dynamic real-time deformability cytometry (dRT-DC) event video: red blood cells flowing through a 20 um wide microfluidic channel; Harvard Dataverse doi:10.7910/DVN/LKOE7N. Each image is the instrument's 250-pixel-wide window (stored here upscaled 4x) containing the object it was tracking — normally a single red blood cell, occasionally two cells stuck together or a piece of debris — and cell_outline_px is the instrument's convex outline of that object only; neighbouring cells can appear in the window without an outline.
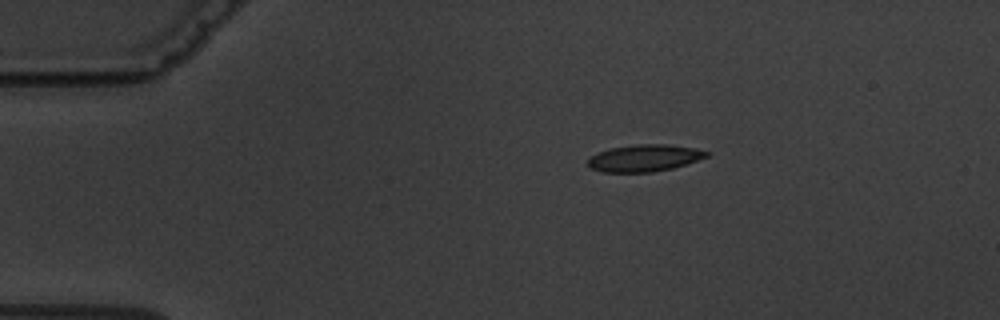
{"species": "common noctule bat (a hibernating species)", "species_latin": "Nyctalus noctula", "temperature_condition": "warm", "stored_images_in_passage": 4, "camera_frame_rate_fps": 3000, "um_per_image_px": 0.085, "animal": {"sex": "male", "body_mass_g": 19.5, "forearm_length_mm": 54.6}, "frame": {"image": 1, "passage_image": 1, "time_ms": 0.0, "image_size_px": [1000, 320], "cell_outline_px": [[712, 152], [708, 156], [672, 168], [652, 172], [604, 172], [592, 168], [588, 164], [588, 156], [596, 152], [608, 148], [636, 144], [668, 144], [696, 148]], "centroid_in_image_um": [54.75, 13.41], "position_along_channel_um": 30.2, "area_um2": 18.73}}
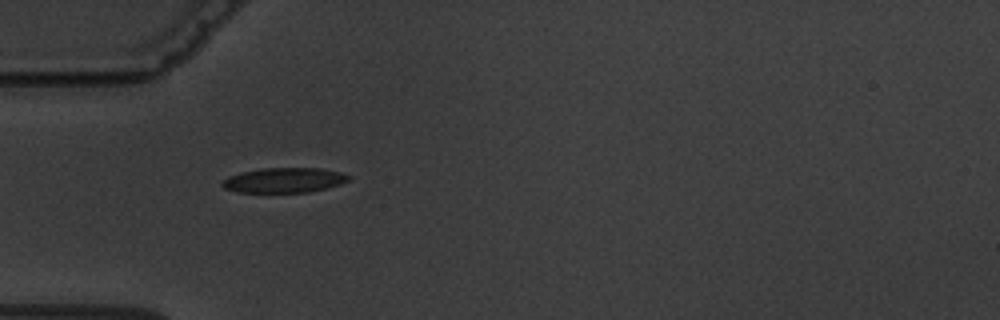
{"frame": {"image": 2, "passage_image": 3, "time_ms": 2.333, "image_size_px": [1000, 320], "cell_outline_px": [[352, 176], [348, 180], [340, 184], [308, 192], [236, 192], [224, 188], [220, 184], [228, 176], [240, 172], [264, 168], [320, 168], [340, 172]], "centroid_in_image_um": [24.12, 15.31], "position_along_channel_um": 60.9, "area_um2": 18.26}}
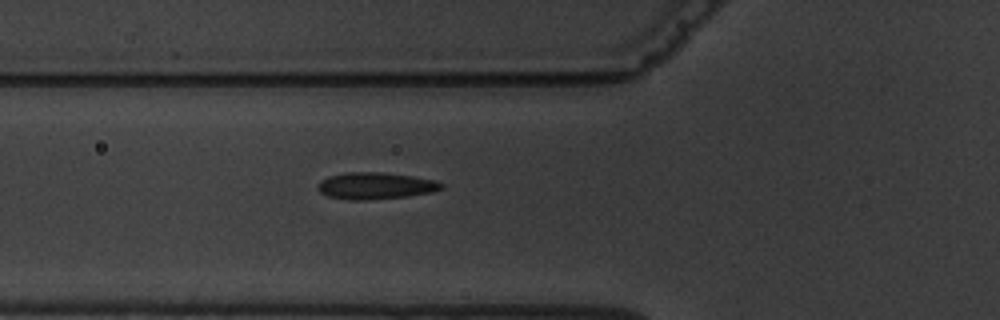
{"frame": {"image": 3, "passage_image": 4, "time_ms": 3.333, "image_size_px": [1000, 320], "cell_outline_px": [[444, 188], [432, 192], [408, 196], [364, 200], [348, 200], [328, 196], [320, 192], [316, 188], [320, 180], [328, 176], [348, 172], [380, 172], [412, 176], [436, 180], [444, 184]], "centroid_in_image_um": [31.91, 15.79], "position_along_channel_um": 93.9, "area_um2": 19.36}}